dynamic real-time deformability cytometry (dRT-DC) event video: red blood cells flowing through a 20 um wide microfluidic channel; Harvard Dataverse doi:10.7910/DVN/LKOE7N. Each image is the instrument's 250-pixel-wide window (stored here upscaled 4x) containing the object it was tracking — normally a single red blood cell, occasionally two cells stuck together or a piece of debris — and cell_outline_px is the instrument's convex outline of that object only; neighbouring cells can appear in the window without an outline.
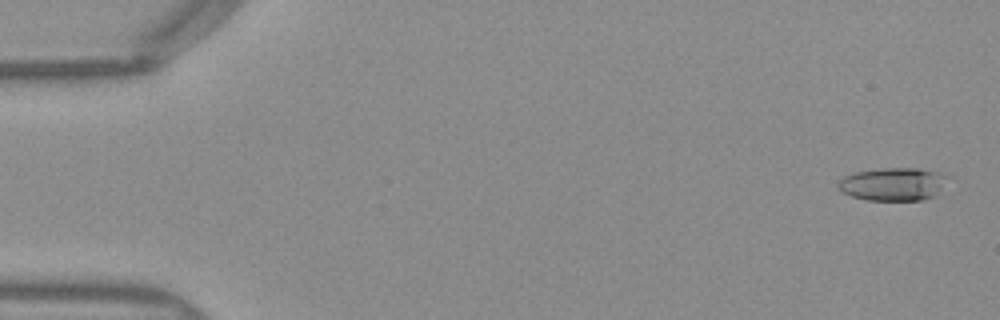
{"species": "Egyptian fruit bat (a non-hibernating species)", "species_latin": "Rousettus aegyptiacus", "temperature_condition": "warm", "stored_images_in_passage": 51, "camera_frame_rate_fps": 3000, "um_per_image_px": 0.085, "frame": {"image": 1, "passage_image": 2, "time_ms": 0.333, "image_size_px": [1000, 320], "cell_outline_px": [[948, 176], [936, 196], [920, 200], [868, 200], [852, 196], [844, 192], [836, 184], [844, 176], [856, 172], [880, 168], [916, 168], [936, 172]], "centroid_in_image_um": [75.9, 15.65], "position_along_channel_um": 9.1, "area_um2": 20.81}}
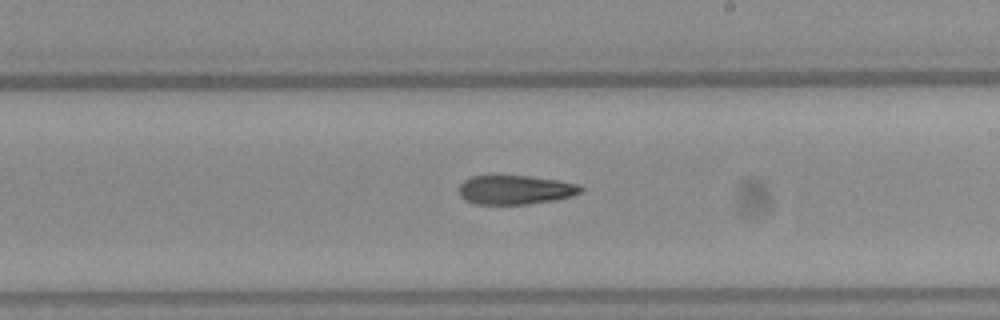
{"frame": {"image": 2, "passage_image": 30, "time_ms": 9.667, "image_size_px": [1000, 320], "cell_outline_px": [[584, 192], [572, 196], [556, 200], [528, 204], [476, 204], [464, 200], [460, 196], [460, 184], [464, 180], [472, 176], [528, 176], [560, 180], [576, 184], [584, 188]], "centroid_in_image_um": [43.83, 16.14], "position_along_channel_um": 245.2, "area_um2": 20.75}}
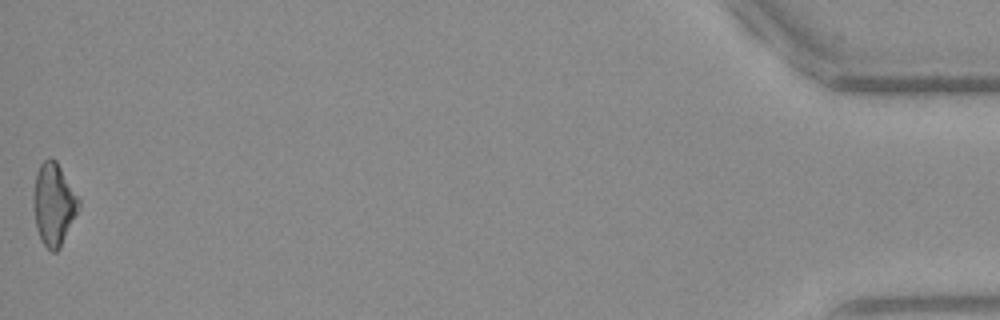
{"frame": {"image": 3, "passage_image": 51, "time_ms": 16.667, "image_size_px": [1000, 320], "cell_outline_px": [[80, 208], [60, 248], [56, 252], [52, 252], [44, 244], [36, 228], [32, 200], [32, 196], [36, 172], [40, 164], [44, 160], [56, 160], [80, 200]], "centroid_in_image_um": [4.56, 17.37], "position_along_channel_um": 430.6, "area_um2": 21.68}, "authors_computed_cell_mechanics": {"area_um2": 21.097, "velocity_mm_per_s": 4.03, "shape_relaxation_time_tau1_ms": 10.6987, "shape_relaxation_time_tau2_ms": 5.5115, "deformation_change_tau1": 0.2728, "deformation_change_tau2": 0.1804}}